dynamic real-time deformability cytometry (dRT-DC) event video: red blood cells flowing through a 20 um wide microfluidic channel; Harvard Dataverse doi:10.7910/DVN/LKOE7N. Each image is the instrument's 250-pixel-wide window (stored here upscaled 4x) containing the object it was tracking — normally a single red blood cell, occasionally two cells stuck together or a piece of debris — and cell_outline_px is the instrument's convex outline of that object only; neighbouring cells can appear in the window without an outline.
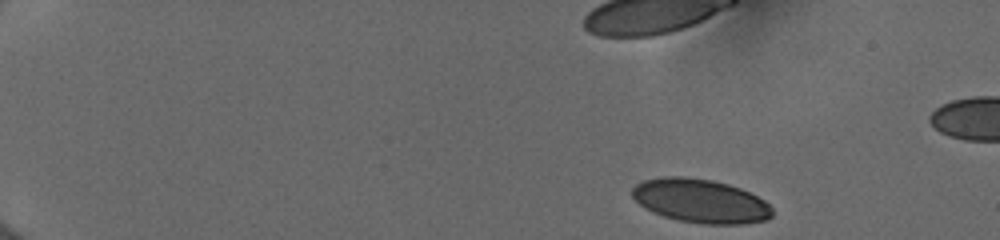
{"species": "human", "species_latin": "Homo sapiens", "temperature_condition": "cold", "stored_images_in_passage": 46, "camera_frame_rate_fps": 3000, "um_per_image_px": 0.085, "donor": {"sex": "female"}, "frame": {"image": 1, "passage_image": 1, "time_ms": 0.0, "image_size_px": [1000, 240], "cell_outline_px": [[772, 216], [768, 220], [744, 224], [700, 224], [680, 220], [664, 216], [644, 208], [632, 196], [632, 188], [636, 184], [644, 180], [664, 176], [684, 176], [712, 180], [728, 184], [740, 188], [764, 200], [772, 208]], "centroid_in_image_um": [59.55, 17.08], "position_along_channel_um": 25.4, "area_um2": 35.78}}
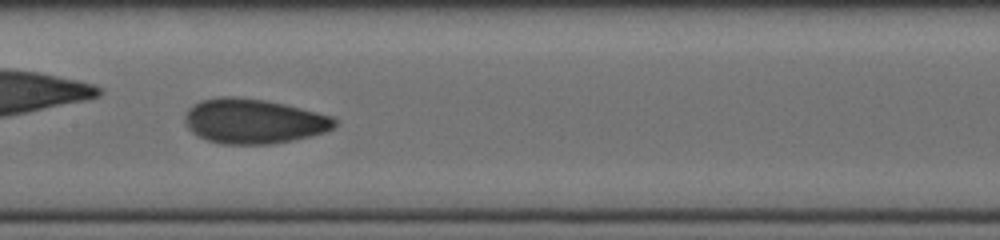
{"frame": {"image": 2, "passage_image": 23, "time_ms": 7.333, "image_size_px": [1000, 240], "cell_outline_px": [[336, 124], [328, 132], [296, 140], [268, 144], [220, 144], [196, 136], [188, 128], [184, 120], [184, 116], [188, 108], [200, 100], [220, 96], [236, 96], [264, 100], [284, 104], [332, 116], [336, 120]], "centroid_in_image_um": [21.54, 10.3], "position_along_channel_um": 185.9, "area_um2": 39.36}}
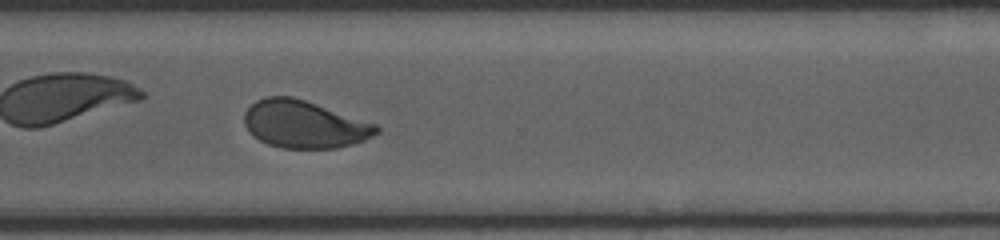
{"frame": {"image": 3, "passage_image": 35, "time_ms": 11.333, "image_size_px": [1000, 240], "cell_outline_px": [[380, 132], [364, 140], [352, 144], [336, 148], [280, 148], [268, 144], [260, 140], [244, 124], [244, 112], [256, 100], [268, 96], [292, 96], [376, 124], [380, 128]], "centroid_in_image_um": [25.86, 10.57], "position_along_channel_um": 344.7, "area_um2": 36.18}, "authors_computed_cell_mechanics": {"area_um2": 37.2232, "velocity_mm_per_s": 3.9909, "shape_relaxation_time_tau1_ms": 4.0638, "shape_relaxation_time_tau2_ms": 1.0896, "deformation_change_tau1": 0.1369, "deformation_change_tau2": 0.0496}}